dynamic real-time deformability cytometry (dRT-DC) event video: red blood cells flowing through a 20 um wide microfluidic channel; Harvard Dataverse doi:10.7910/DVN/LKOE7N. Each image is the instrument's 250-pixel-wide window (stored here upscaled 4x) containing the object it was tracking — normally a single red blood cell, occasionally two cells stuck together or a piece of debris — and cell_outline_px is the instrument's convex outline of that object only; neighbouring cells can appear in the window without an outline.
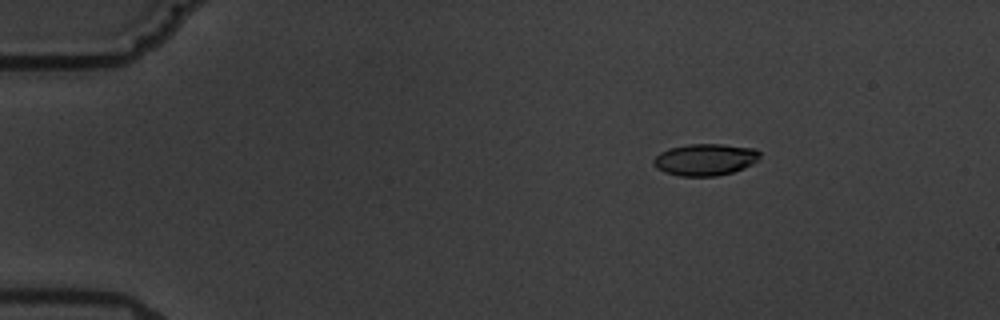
{"species": "common noctule bat (a hibernating species)", "species_latin": "Nyctalus noctula", "temperature_condition": "warm", "stored_images_in_passage": 12, "camera_frame_rate_fps": 3000, "um_per_image_px": 0.085, "animal": {"sex": "male", "body_mass_g": 19.5, "forearm_length_mm": 54.6}, "frame": {"image": 1, "passage_image": 3, "time_ms": 2.667, "image_size_px": [1000, 320], "cell_outline_px": [[760, 156], [752, 164], [744, 168], [732, 172], [716, 176], [680, 176], [664, 172], [656, 168], [652, 160], [660, 152], [672, 148], [688, 144], [720, 144], [756, 148], [760, 152]], "centroid_in_image_um": [59.94, 13.56], "position_along_channel_um": 25.1, "area_um2": 19.65}}